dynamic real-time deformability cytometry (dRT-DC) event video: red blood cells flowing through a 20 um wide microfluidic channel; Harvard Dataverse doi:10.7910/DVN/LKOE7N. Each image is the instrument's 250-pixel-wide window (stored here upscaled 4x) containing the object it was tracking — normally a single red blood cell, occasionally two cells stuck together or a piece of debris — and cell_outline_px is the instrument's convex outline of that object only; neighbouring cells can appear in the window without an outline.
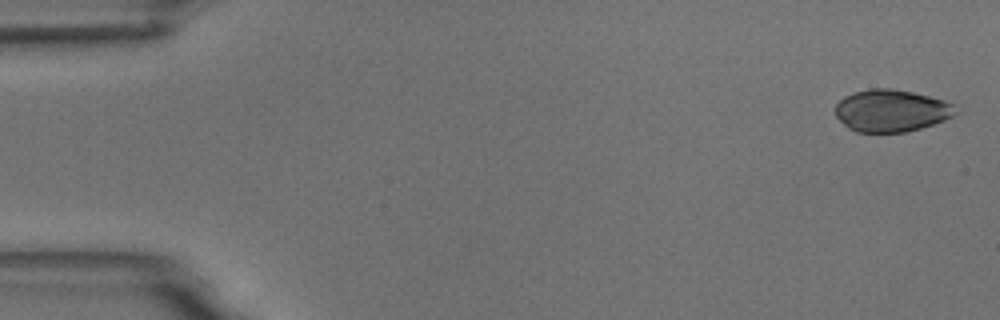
{"species": "common noctule bat (a hibernating species)", "species_latin": "Nyctalus noctula", "temperature_condition": "room temperature", "stored_images_in_passage": 4, "camera_frame_rate_fps": 3000, "um_per_image_px": 0.085, "animal": {"sex": "male", "body_mass_g": 18.8}, "frame": {"image": 1, "passage_image": 1, "time_ms": 0.0, "image_size_px": [1000, 320], "cell_outline_px": [[960, 112], [944, 120], [920, 128], [904, 132], [856, 132], [848, 128], [836, 116], [836, 104], [844, 96], [852, 92], [868, 88], [892, 88], [912, 92], [944, 100], [952, 104]], "centroid_in_image_um": [75.75, 9.39], "position_along_channel_um": 9.3, "area_um2": 29.59}}
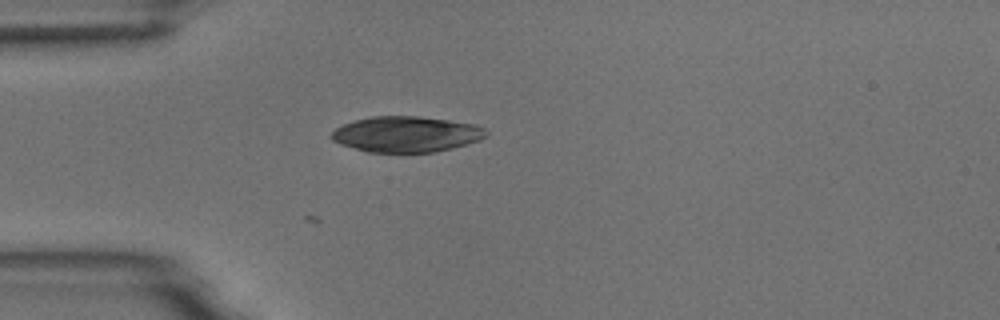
{"frame": {"image": 2, "passage_image": 4, "time_ms": 4.333, "image_size_px": [1000, 320], "cell_outline_px": [[488, 136], [480, 140], [452, 148], [432, 152], [368, 152], [340, 144], [332, 140], [328, 136], [336, 128], [344, 124], [356, 120], [372, 116], [420, 116], [476, 124], [484, 128], [488, 132]], "centroid_in_image_um": [34.55, 11.4], "position_along_channel_um": 50.5, "area_um2": 32.25}}